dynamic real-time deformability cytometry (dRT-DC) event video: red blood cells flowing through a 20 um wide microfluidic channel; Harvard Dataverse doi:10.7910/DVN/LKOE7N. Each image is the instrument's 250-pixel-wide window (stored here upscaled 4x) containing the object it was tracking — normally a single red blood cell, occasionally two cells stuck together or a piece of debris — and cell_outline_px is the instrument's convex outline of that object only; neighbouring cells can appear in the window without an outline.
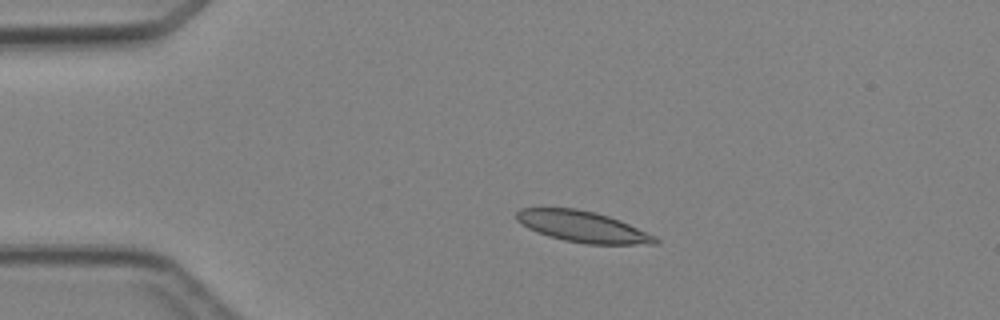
{"species": "Egyptian fruit bat (a non-hibernating species)", "species_latin": "Rousettus aegyptiacus", "temperature_condition": "cold", "stored_images_in_passage": 4, "camera_frame_rate_fps": 3000, "um_per_image_px": 0.085, "animal": {"sex": "female"}, "frame": {"image": 1, "passage_image": 3, "time_ms": 2.333, "image_size_px": [1000, 320], "cell_outline_px": [[660, 244], [584, 244], [564, 240], [548, 236], [536, 232], [528, 228], [516, 220], [516, 212], [520, 208], [576, 208], [596, 212], [620, 220], [656, 236], [660, 240]], "centroid_in_image_um": [49.54, 19.27], "position_along_channel_um": 35.5, "area_um2": 25.26}}